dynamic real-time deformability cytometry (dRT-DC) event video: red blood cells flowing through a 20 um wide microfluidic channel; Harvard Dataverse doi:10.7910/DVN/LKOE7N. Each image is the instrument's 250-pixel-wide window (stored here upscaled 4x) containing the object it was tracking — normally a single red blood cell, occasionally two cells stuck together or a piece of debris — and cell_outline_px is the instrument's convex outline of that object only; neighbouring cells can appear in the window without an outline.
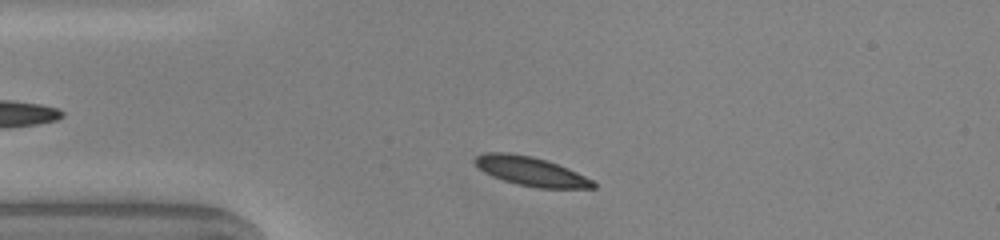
{"species": "common noctule bat (a hibernating species)", "species_latin": "Nyctalus noctula", "temperature_condition": "warm", "stored_images_in_passage": 39, "camera_frame_rate_fps": 3000, "um_per_image_px": 0.085, "animal": {"sex": "male", "body_mass_g": 20.0, "forearm_length_mm": 53.3}, "frame": {"image": 1, "passage_image": 1, "time_ms": 0.0, "image_size_px": [1000, 240], "cell_outline_px": [[596, 188], [536, 188], [516, 184], [492, 176], [484, 172], [472, 160], [476, 156], [484, 152], [508, 152], [532, 156], [568, 168], [592, 180], [596, 184]], "centroid_in_image_um": [45.09, 14.56], "position_along_channel_um": 39.9, "area_um2": 19.94}}
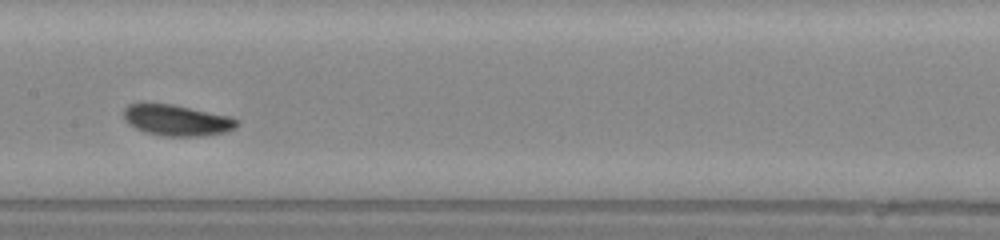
{"frame": {"image": 2, "passage_image": 14, "time_ms": 4.333, "image_size_px": [1000, 240], "cell_outline_px": [[240, 124], [236, 128], [224, 132], [204, 136], [164, 136], [144, 132], [136, 128], [124, 120], [124, 108], [128, 104], [172, 104], [228, 116], [236, 120]], "centroid_in_image_um": [15.02, 10.23], "position_along_channel_um": 192.4, "area_um2": 20.23}}
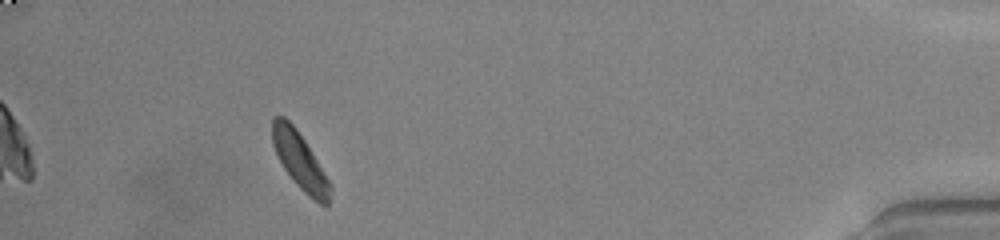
{"frame": {"image": 3, "passage_image": 35, "time_ms": 11.333, "image_size_px": [1000, 240], "cell_outline_px": [[332, 188], [328, 208], [320, 204], [308, 196], [292, 180], [284, 168], [272, 144], [272, 116], [284, 116], [296, 128], [304, 140], [332, 184]], "centroid_in_image_um": [25.51, 13.71], "position_along_channel_um": 409.7, "area_um2": 19.13}, "authors_computed_cell_mechanics": {"area_um2": 19.8254, "velocity_mm_per_s": 4.0288, "shape_relaxation_time_tau1_ms": 4.2341, "shape_relaxation_time_tau2_ms": 3.9737, "deformation_change_tau1": 0.1391, "deformation_change_tau2": 0.0572}}